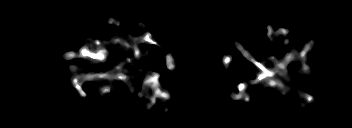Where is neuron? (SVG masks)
Returning <instances> with one entry per match:
<instances>
[{"instance_id":"1","label":"neuron","mask_w":352,"mask_h":128,"mask_svg":"<svg viewBox=\"0 0 352 128\" xmlns=\"http://www.w3.org/2000/svg\"><path fill=\"white\" fill-rule=\"evenodd\" d=\"M143 20V22L145 24L148 25V27H150V32H148V36H151L153 38H155V32L153 30V24L151 22L148 21V17L145 15L141 18ZM109 20L111 22L114 21H119V23L122 22V19H118L117 16H110ZM288 30H284L282 28H280L277 31H273L272 30V26L269 25L267 27V34L269 36L270 39H272L274 36H276V34H287ZM172 34V38L175 39V31H171ZM92 36H95L99 41L102 42H106L107 43V39L104 36H101L99 34H94ZM123 37H127L130 40H136L138 42L141 43V45L144 47L145 46V41L141 37H136V36H132L126 33H123L122 35ZM315 43V40H310L309 42H307L304 47L299 51V58H297L298 63L301 65V68L299 70H297L295 73L296 74H302L303 72H307L309 73V66L306 65L305 61V55L306 53L309 51V49L312 47V45ZM236 48L240 49L243 53V55L249 59L251 62H253L255 64V66H257L259 68L260 73H258L256 75V79L255 80H250L249 82H251L252 84H257V82H262L264 84H267L270 87H276L278 89H281L284 92L287 91V86L286 83L280 82L278 80V76H277V72L281 69H285L287 63L290 61V57L292 56L291 52H287V57L284 61H277L275 56H271L270 58L275 61V64H277V68H275L274 70H269L266 66H264L262 63L258 62L255 57H253V55L251 53H249L247 50H245V42L244 43H240L238 40H236L235 42ZM114 50V47L112 45H107L104 47H97L95 49H92L90 46V43L88 44H84V46L81 48L80 53H76L75 51H71L65 54V57L69 60L75 59V58H90L93 57L95 59V61L97 63L93 62V65L98 64V62H103L106 61L109 58V54L110 52H112ZM165 54L168 56V69H172L173 68V58L170 55V53L165 50ZM135 58H139V52L138 49H134V56L129 58L130 61H132ZM232 61V57L230 55V48L227 47V55L225 56L223 63L225 66H227L230 62ZM70 66L72 68L71 74L76 73L74 75L73 81H74V87L76 90L80 91L81 95H85L88 96V92L84 89L83 85L84 83L89 80H96V79H105L107 78L108 80L112 79H124V78H130L131 80H135V73H133L130 70H125V67L127 66V63L124 62L121 66V68L119 69H113L111 71H109L108 73L105 72H101V73H97V72H93L92 74H82L81 71H83V67L79 66V65H74V64H66L65 67H63V74L61 76H66L68 78V76H70V71H68L66 69V67ZM74 71V72H73ZM65 74V75H64ZM162 76L161 72H152L150 73L149 77L144 80V84L142 85L144 88H146L150 83L153 84L154 89L152 90L154 96H153V106L154 104H156L157 102V97L161 96L162 99H164L165 101H168L169 98L171 97V95L167 92V90L164 89H159V84H160V78ZM82 79V82L79 83V80ZM114 84H109L107 87H105V91L109 94L112 95L114 92ZM247 88L246 83H240L237 86V90L238 93L236 95L234 94H229V96L232 99H243L245 102H248L250 99L247 96V94L244 93V89ZM136 91V87L133 85V83L130 84V94L132 95L134 92ZM300 99L302 100L303 98L305 99V101L307 103L312 102L314 100V97H312L311 94L309 93H302L301 96H299ZM148 112H151L153 110L152 105H149L146 107Z\"/></svg>"}]
</instances>
